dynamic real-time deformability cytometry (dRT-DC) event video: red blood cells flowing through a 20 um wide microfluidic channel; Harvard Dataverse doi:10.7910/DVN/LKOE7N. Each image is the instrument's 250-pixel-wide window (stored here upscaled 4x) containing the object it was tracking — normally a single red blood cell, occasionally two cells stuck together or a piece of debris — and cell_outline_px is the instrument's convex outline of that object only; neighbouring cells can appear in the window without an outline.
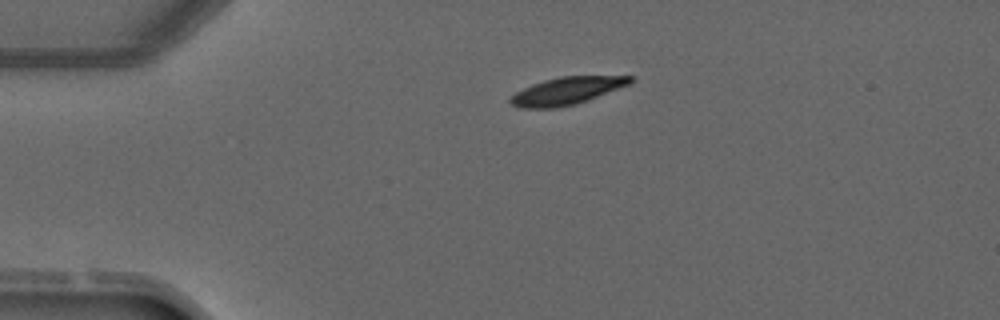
{"species": "common noctule bat (a hibernating species)", "species_latin": "Nyctalus noctula", "temperature_condition": "warm", "stored_images_in_passage": 4, "camera_frame_rate_fps": 3000, "um_per_image_px": 0.085, "animal": {"sex": "male", "forearm_length_mm": 52.5}, "frame": {"image": 1, "passage_image": 4, "time_ms": 3.667, "image_size_px": [1000, 320], "cell_outline_px": [[632, 80], [628, 84], [588, 100], [556, 108], [520, 108], [512, 104], [508, 100], [508, 96], [532, 84], [544, 80], [560, 76], [632, 76]], "centroid_in_image_um": [48.1, 7.72], "position_along_channel_um": 36.9, "area_um2": 18.9}}